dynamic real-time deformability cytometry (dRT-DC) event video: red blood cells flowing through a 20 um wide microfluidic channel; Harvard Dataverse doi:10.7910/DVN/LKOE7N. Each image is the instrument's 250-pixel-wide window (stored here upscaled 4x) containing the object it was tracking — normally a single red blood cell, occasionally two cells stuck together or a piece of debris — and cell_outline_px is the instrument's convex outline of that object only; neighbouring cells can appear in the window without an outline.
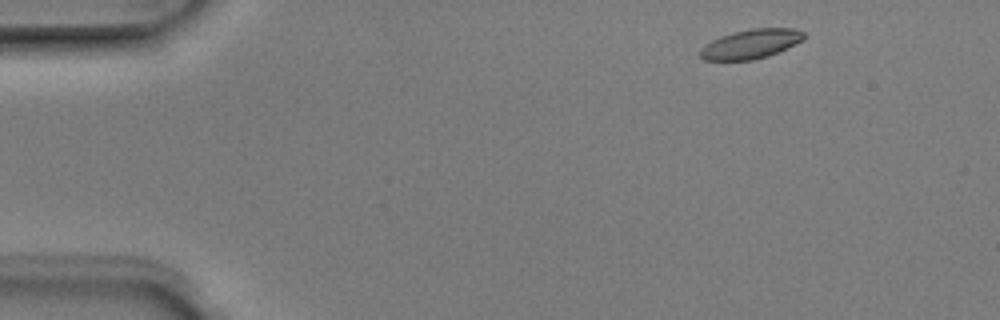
{"species": "Egyptian fruit bat (a non-hibernating species)", "species_latin": "Rousettus aegyptiacus", "temperature_condition": "room temperature", "stored_images_in_passage": 6, "camera_frame_rate_fps": 3000, "um_per_image_px": 0.085, "animal": {"sex": "male"}, "frame": {"image": 1, "passage_image": 1, "time_ms": 0.0, "image_size_px": [1000, 320], "cell_outline_px": [[804, 40], [768, 56], [752, 60], [704, 60], [700, 56], [700, 48], [712, 40], [720, 36], [732, 32], [752, 28], [792, 28], [804, 32]], "centroid_in_image_um": [63.81, 3.73], "position_along_channel_um": 21.2, "area_um2": 17.69}}
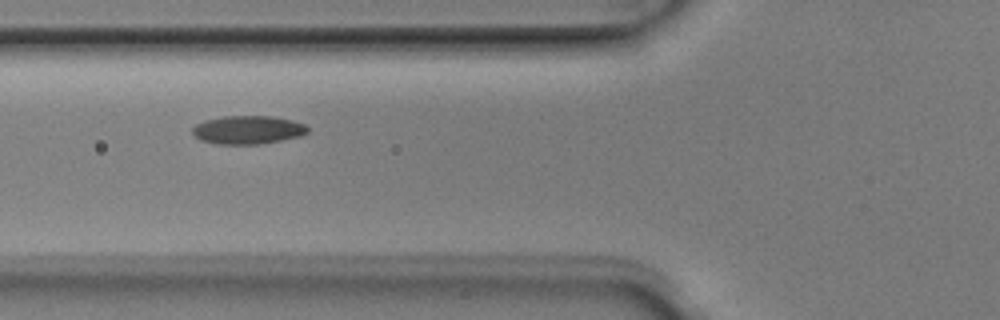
{"frame": {"image": 2, "passage_image": 4, "time_ms": 1.0, "image_size_px": [1000, 320], "cell_outline_px": [[308, 132], [300, 136], [260, 144], [216, 144], [200, 140], [192, 132], [192, 128], [196, 124], [204, 120], [224, 116], [272, 116], [292, 120], [304, 124], [308, 128]], "centroid_in_image_um": [21.05, 11.03], "position_along_channel_um": 104.8, "area_um2": 19.02}}
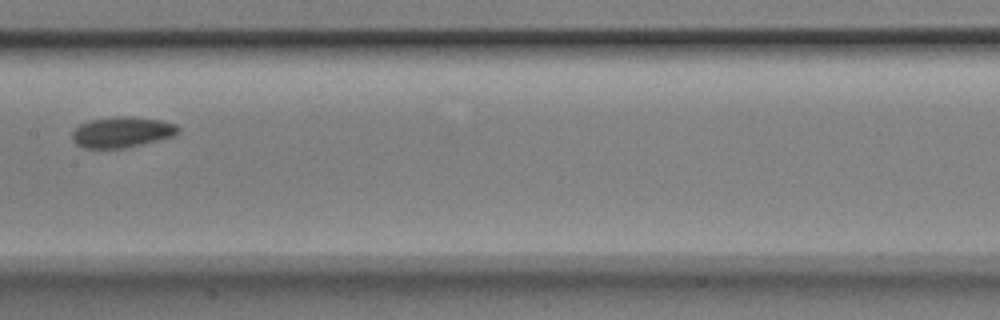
{"frame": {"image": 3, "passage_image": 6, "time_ms": 1.667, "image_size_px": [1000, 320], "cell_outline_px": [[180, 132], [176, 136], [124, 148], [84, 148], [76, 144], [72, 140], [72, 132], [80, 124], [88, 120], [112, 116], [136, 116], [160, 120], [176, 124], [180, 128]], "centroid_in_image_um": [10.38, 11.22], "position_along_channel_um": 197.0, "area_um2": 19.31}}